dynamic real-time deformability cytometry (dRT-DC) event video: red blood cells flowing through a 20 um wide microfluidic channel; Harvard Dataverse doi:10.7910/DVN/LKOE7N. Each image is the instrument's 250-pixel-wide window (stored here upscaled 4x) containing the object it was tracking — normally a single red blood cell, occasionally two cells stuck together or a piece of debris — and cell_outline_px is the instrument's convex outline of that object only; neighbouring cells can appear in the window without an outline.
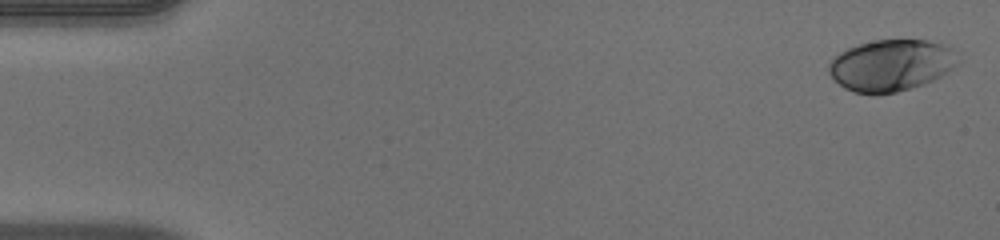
{"species": "human", "species_latin": "Homo sapiens", "temperature_condition": "warm", "stored_images_in_passage": 51, "camera_frame_rate_fps": 3000, "um_per_image_px": 0.085, "donor": {"sex": "male"}, "frame": {"image": 1, "passage_image": 1, "time_ms": 0.0, "image_size_px": [1000, 240], "cell_outline_px": [[960, 60], [956, 64], [940, 76], [924, 84], [912, 88], [896, 92], [876, 96], [872, 96], [856, 92], [844, 88], [828, 72], [828, 64], [840, 52], [848, 48], [860, 44], [876, 40], [928, 40], [952, 48]], "centroid_in_image_um": [75.73, 5.57], "position_along_channel_um": 9.3, "area_um2": 38.73}}
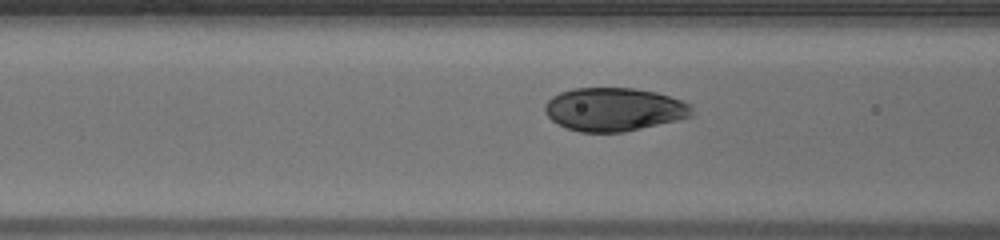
{"frame": {"image": 2, "passage_image": 20, "time_ms": 6.333, "image_size_px": [1000, 240], "cell_outline_px": [[692, 116], [676, 120], [624, 132], [580, 132], [564, 128], [556, 124], [544, 112], [544, 104], [552, 96], [560, 92], [572, 88], [632, 88], [656, 92], [684, 100], [692, 104]], "centroid_in_image_um": [52.17, 9.29], "position_along_channel_um": 114.4, "area_um2": 37.4}}
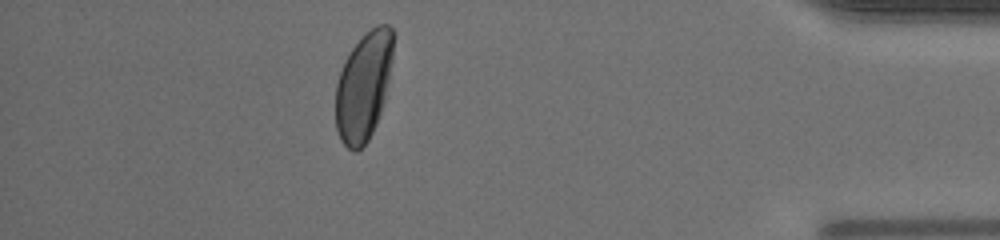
{"frame": {"image": 3, "passage_image": 45, "time_ms": 14.667, "image_size_px": [1000, 240], "cell_outline_px": [[396, 36], [388, 80], [384, 100], [376, 124], [368, 140], [356, 152], [352, 152], [340, 140], [336, 128], [336, 84], [344, 60], [352, 48], [376, 24], [388, 24], [392, 28]], "centroid_in_image_um": [30.91, 7.31], "position_along_channel_um": 404.3, "area_um2": 36.36}, "authors_computed_cell_mechanics": {"area_um2": 37.8012, "velocity_mm_per_s": 4.0027, "shape_relaxation_time_tau1_ms": 2.7498, "shape_relaxation_time_tau2_ms": null, "deformation_change_tau1": 0.1662, "deformation_change_tau2": null}}